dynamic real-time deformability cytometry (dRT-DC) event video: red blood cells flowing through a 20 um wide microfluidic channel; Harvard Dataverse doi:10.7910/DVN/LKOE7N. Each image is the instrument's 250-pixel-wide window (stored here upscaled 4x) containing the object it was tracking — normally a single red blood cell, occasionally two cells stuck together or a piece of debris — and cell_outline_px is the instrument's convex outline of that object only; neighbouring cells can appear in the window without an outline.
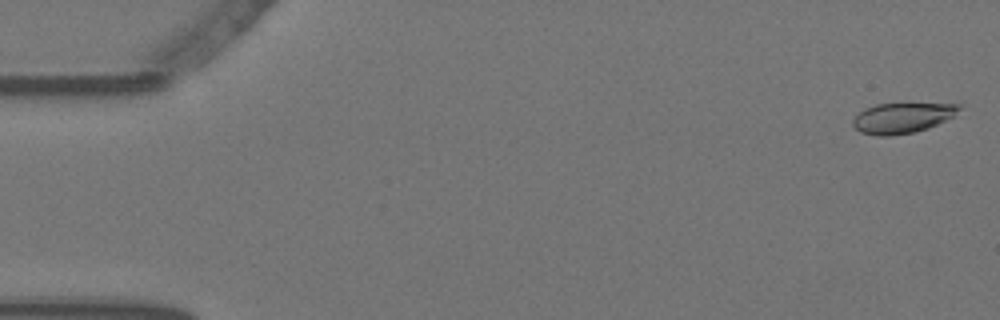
{"species": "Egyptian fruit bat (a non-hibernating species)", "species_latin": "Rousettus aegyptiacus", "temperature_condition": "warm", "stored_images_in_passage": 26, "camera_frame_rate_fps": 3000, "um_per_image_px": 0.085, "animal": {"sex": "female"}, "frame": {"image": 1, "passage_image": 1, "time_ms": 0.0, "image_size_px": [1000, 320], "cell_outline_px": [[960, 108], [952, 116], [928, 128], [916, 132], [892, 136], [876, 136], [860, 132], [852, 124], [852, 120], [864, 108], [876, 104], [960, 104]], "centroid_in_image_um": [76.63, 10.04], "position_along_channel_um": 8.4, "area_um2": 18.55}}
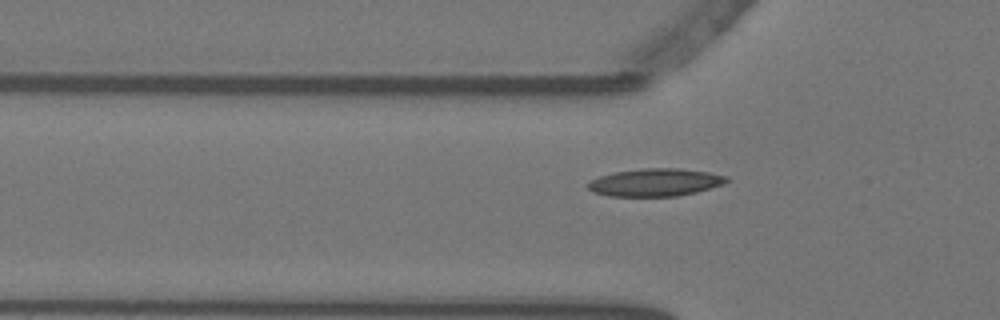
{"frame": {"image": 2, "passage_image": 18, "time_ms": 5.667, "image_size_px": [1000, 320], "cell_outline_px": [[732, 180], [724, 184], [696, 192], [676, 196], [608, 196], [592, 192], [584, 184], [588, 180], [600, 176], [616, 172], [644, 168], [680, 168], [708, 172], [728, 176]], "centroid_in_image_um": [55.69, 15.5], "position_along_channel_um": 70.1, "area_um2": 22.6}}
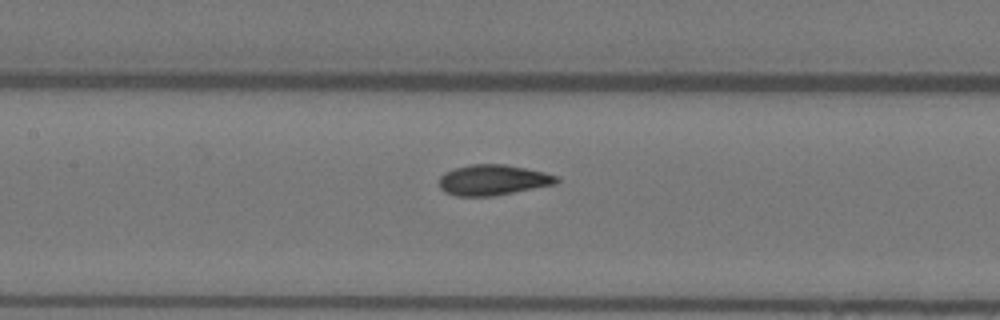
{"frame": {"image": 3, "passage_image": 26, "time_ms": 8.333, "image_size_px": [1000, 320], "cell_outline_px": [[560, 180], [556, 184], [492, 196], [456, 196], [444, 192], [440, 188], [440, 176], [444, 172], [456, 168], [472, 164], [504, 164], [544, 172], [556, 176]], "centroid_in_image_um": [41.88, 15.3], "position_along_channel_um": 165.5, "area_um2": 20.75}}